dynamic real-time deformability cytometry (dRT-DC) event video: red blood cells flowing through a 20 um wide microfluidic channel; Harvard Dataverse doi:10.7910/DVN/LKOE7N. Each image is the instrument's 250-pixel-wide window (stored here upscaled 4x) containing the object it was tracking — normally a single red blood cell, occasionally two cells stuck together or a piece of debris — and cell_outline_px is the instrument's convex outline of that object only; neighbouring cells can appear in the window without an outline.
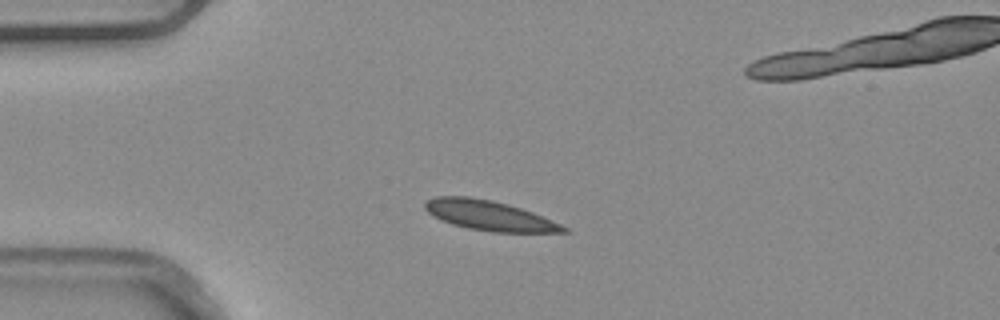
{"species": "common noctule bat (a hibernating species)", "species_latin": "Nyctalus noctula", "temperature_condition": "warm", "stored_images_in_passage": 5, "camera_frame_rate_fps": 3000, "um_per_image_px": 0.085, "animal": {"sex": "male", "body_mass_g": 20.4}, "frame": {"image": 1, "passage_image": 3, "time_ms": 0.667, "image_size_px": [1000, 320], "cell_outline_px": [[568, 232], [492, 232], [468, 228], [452, 224], [440, 220], [432, 216], [424, 208], [424, 204], [428, 200], [436, 196], [468, 196], [492, 200], [508, 204], [532, 212], [560, 224], [568, 228]], "centroid_in_image_um": [41.54, 18.31], "position_along_channel_um": 43.5, "area_um2": 23.99}}